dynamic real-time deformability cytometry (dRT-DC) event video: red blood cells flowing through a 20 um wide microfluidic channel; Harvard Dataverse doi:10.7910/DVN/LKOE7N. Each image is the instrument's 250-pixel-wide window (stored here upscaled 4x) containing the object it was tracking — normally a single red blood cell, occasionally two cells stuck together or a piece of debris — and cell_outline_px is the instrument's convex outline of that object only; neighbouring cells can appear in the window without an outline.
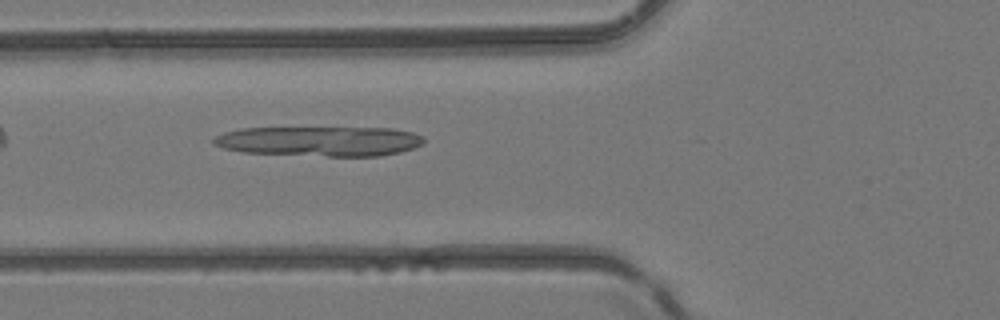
{"species": "common noctule bat (a hibernating species)", "species_latin": "Nyctalus noctula", "temperature_condition": "room temperature", "stored_images_in_passage": 5, "camera_frame_rate_fps": 3000, "um_per_image_px": 0.085, "animal": {"sex": "female", "body_mass_g": 24.6, "forearm_length_mm": 56.2}, "frame": {"image": 1, "passage_image": 5, "time_ms": 4.667, "image_size_px": [1000, 320], "cell_outline_px": [[424, 144], [400, 152], [380, 156], [328, 156], [244, 152], [224, 148], [216, 144], [212, 140], [216, 136], [224, 132], [240, 128], [392, 128], [412, 132], [424, 136]], "centroid_in_image_um": [27.22, 12.0], "position_along_channel_um": 98.6, "area_um2": 36.47}}